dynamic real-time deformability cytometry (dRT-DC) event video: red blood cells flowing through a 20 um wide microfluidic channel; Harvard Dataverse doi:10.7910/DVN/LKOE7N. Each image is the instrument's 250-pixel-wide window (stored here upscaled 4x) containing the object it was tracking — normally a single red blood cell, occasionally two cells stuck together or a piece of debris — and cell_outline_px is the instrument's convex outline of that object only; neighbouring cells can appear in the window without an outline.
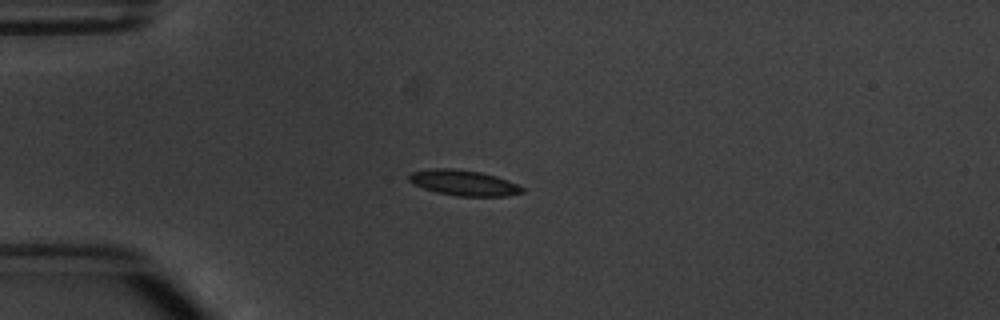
{"species": "common noctule bat (a hibernating species)", "species_latin": "Nyctalus noctula", "temperature_condition": "warm", "stored_images_in_passage": 4, "camera_frame_rate_fps": 3000, "um_per_image_px": 0.085, "animal": {"sex": "male", "body_mass_g": 20.1, "forearm_length_mm": 53.5}, "frame": {"image": 1, "passage_image": 4, "time_ms": 3.667, "image_size_px": [1000, 320], "cell_outline_px": [[524, 192], [504, 196], [456, 196], [436, 192], [424, 188], [408, 180], [408, 176], [412, 172], [432, 168], [452, 168], [480, 172], [496, 176], [516, 184], [524, 188]], "centroid_in_image_um": [39.4, 15.54], "position_along_channel_um": 45.6, "area_um2": 16.65}}